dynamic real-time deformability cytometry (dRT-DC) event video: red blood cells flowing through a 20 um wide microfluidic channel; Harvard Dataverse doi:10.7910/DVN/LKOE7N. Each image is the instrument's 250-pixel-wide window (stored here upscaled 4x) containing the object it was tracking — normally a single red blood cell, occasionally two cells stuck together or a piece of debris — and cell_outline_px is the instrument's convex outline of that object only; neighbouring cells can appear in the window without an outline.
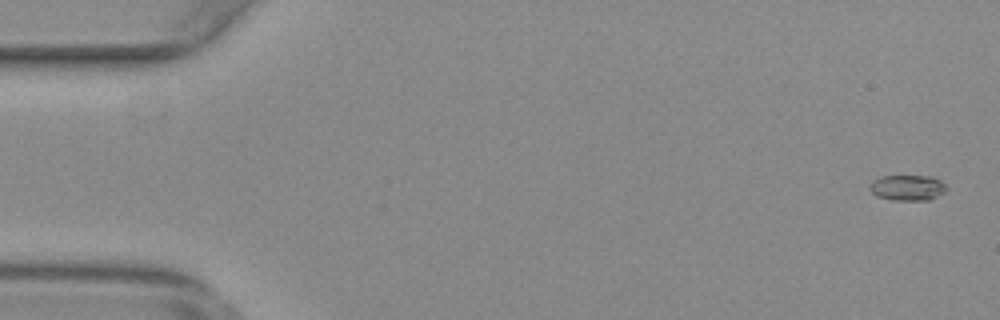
{"species": "common noctule bat (a hibernating species)", "species_latin": "Nyctalus noctula", "temperature_condition": "warm", "stored_images_in_passage": 55, "camera_frame_rate_fps": 3000, "um_per_image_px": 0.085, "animal": {"sex": "female", "body_mass_g": 29.2, "forearm_length_mm": 56.3}, "frame": {"image": 1, "passage_image": 2, "time_ms": 0.333, "image_size_px": [1000, 320], "cell_outline_px": [[944, 192], [928, 200], [892, 200], [876, 196], [868, 188], [872, 180], [880, 176], [928, 176], [940, 180], [944, 184]], "centroid_in_image_um": [77.06, 15.95], "position_along_channel_um": 7.9, "area_um2": 11.33}}
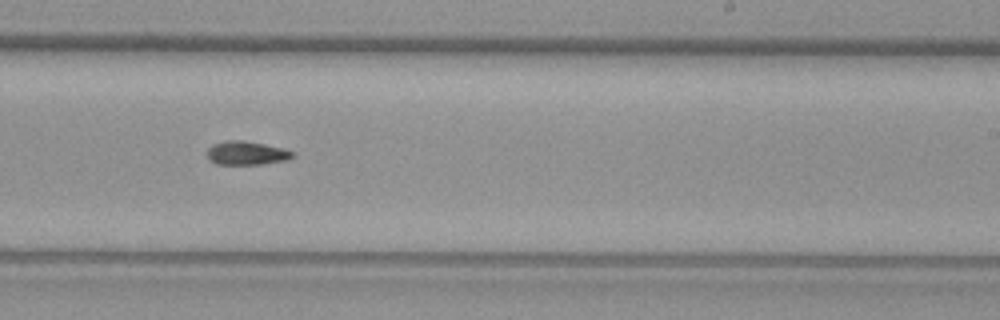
{"frame": {"image": 2, "passage_image": 34, "time_ms": 11.0, "image_size_px": [1000, 320], "cell_outline_px": [[292, 156], [288, 160], [260, 164], [216, 164], [208, 160], [208, 148], [212, 144], [224, 140], [244, 140], [284, 148], [292, 152]], "centroid_in_image_um": [20.91, 13.0], "position_along_channel_um": 268.1, "area_um2": 11.79}}
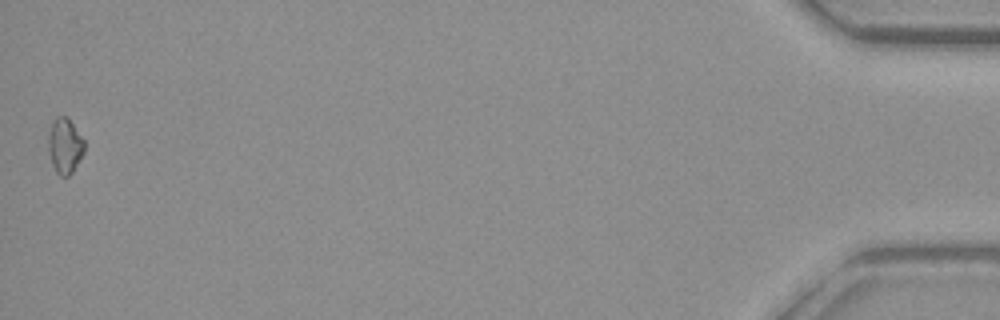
{"frame": {"image": 3, "passage_image": 55, "time_ms": 18.0, "image_size_px": [1000, 320], "cell_outline_px": [[84, 152], [72, 172], [68, 176], [60, 176], [56, 172], [52, 164], [48, 148], [48, 136], [52, 124], [56, 116], [68, 116], [84, 140]], "centroid_in_image_um": [5.51, 12.38], "position_along_channel_um": 429.7, "area_um2": 11.56}}